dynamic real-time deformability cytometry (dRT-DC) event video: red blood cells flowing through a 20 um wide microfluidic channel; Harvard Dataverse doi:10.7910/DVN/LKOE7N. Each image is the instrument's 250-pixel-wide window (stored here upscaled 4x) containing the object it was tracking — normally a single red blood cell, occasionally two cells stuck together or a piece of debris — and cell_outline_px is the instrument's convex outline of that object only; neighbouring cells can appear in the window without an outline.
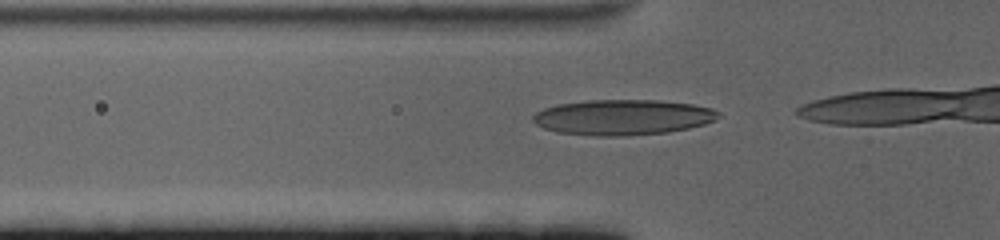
{"species": "human", "species_latin": "Homo sapiens", "temperature_condition": "cold", "stored_images_in_passage": 18, "camera_frame_rate_fps": 3000, "um_per_image_px": 0.085, "donor": {"sex": "female"}, "frame": {"image": 1, "passage_image": 15, "time_ms": 4.667, "image_size_px": [1000, 240], "cell_outline_px": [[720, 116], [716, 120], [704, 124], [688, 128], [668, 132], [628, 136], [596, 136], [556, 132], [544, 128], [536, 124], [532, 120], [532, 116], [536, 112], [544, 108], [556, 104], [588, 100], [656, 100], [692, 104], [712, 108], [720, 112]], "centroid_in_image_um": [52.93, 9.97], "position_along_channel_um": 72.9, "area_um2": 38.55}}